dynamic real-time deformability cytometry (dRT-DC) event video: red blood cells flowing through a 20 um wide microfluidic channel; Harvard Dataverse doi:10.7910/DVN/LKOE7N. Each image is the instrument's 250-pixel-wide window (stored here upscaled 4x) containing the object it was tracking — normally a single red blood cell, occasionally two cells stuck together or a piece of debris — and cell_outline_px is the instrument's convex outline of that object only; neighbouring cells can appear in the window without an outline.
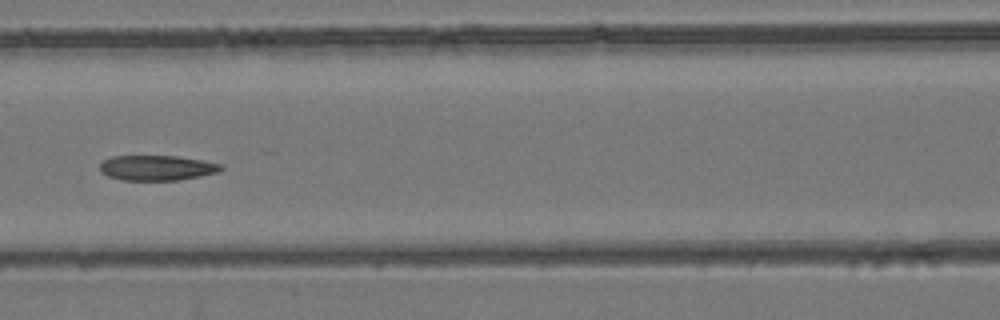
{"species": "common noctule bat (a hibernating species)", "species_latin": "Nyctalus noctula", "temperature_condition": "room temperature", "stored_images_in_passage": 7, "camera_frame_rate_fps": 3000, "um_per_image_px": 0.085, "animal": {"sex": "female", "body_mass_g": 24.6, "forearm_length_mm": 56.2}, "frame": {"image": 1, "passage_image": 7, "time_ms": 7.667, "image_size_px": [1000, 320], "cell_outline_px": [[224, 168], [220, 172], [180, 180], [120, 180], [108, 176], [100, 172], [100, 164], [104, 160], [112, 156], [176, 156], [204, 160], [220, 164]], "centroid_in_image_um": [13.35, 14.27], "position_along_channel_um": 153.3, "area_um2": 17.86}}